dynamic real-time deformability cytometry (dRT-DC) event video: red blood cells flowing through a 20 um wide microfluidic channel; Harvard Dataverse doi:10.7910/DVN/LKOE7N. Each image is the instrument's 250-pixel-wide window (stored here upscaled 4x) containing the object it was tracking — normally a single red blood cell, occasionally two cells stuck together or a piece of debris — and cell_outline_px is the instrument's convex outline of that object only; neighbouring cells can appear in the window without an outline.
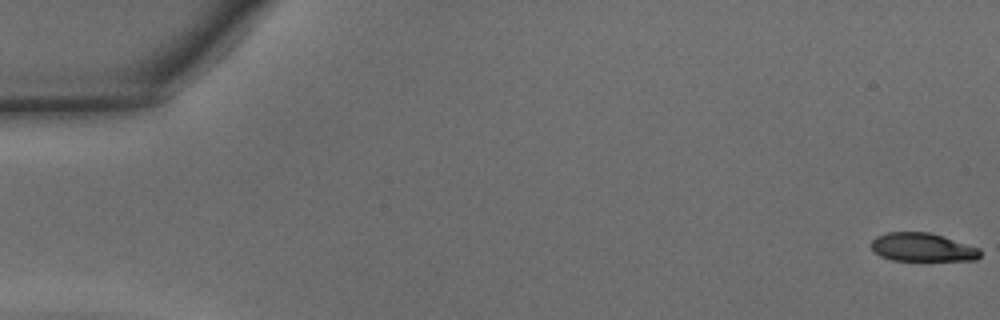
{"species": "common noctule bat (a hibernating species)", "species_latin": "Nyctalus noctula", "temperature_condition": "warm", "stored_images_in_passage": 47, "camera_frame_rate_fps": 3000, "um_per_image_px": 0.085, "animal": {"sex": "male", "body_mass_g": 15.6}, "frame": {"image": 1, "passage_image": 1, "time_ms": 0.0, "image_size_px": [1000, 320], "cell_outline_px": [[980, 256], [976, 260], [892, 260], [880, 256], [872, 252], [868, 244], [876, 236], [888, 232], [928, 232], [944, 236], [980, 248]], "centroid_in_image_um": [78.35, 21.01], "position_along_channel_um": 6.6, "area_um2": 18.26}}
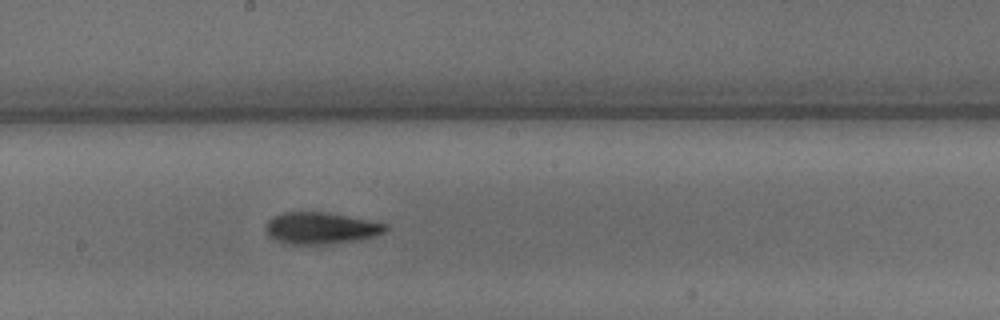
{"frame": {"image": 2, "passage_image": 26, "time_ms": 8.333, "image_size_px": [1000, 320], "cell_outline_px": [[388, 228], [384, 232], [376, 236], [360, 240], [332, 244], [288, 244], [276, 240], [268, 236], [264, 228], [268, 220], [272, 216], [284, 212], [328, 212], [388, 224]], "centroid_in_image_um": [27.26, 19.4], "position_along_channel_um": 220.9, "area_um2": 22.43}}
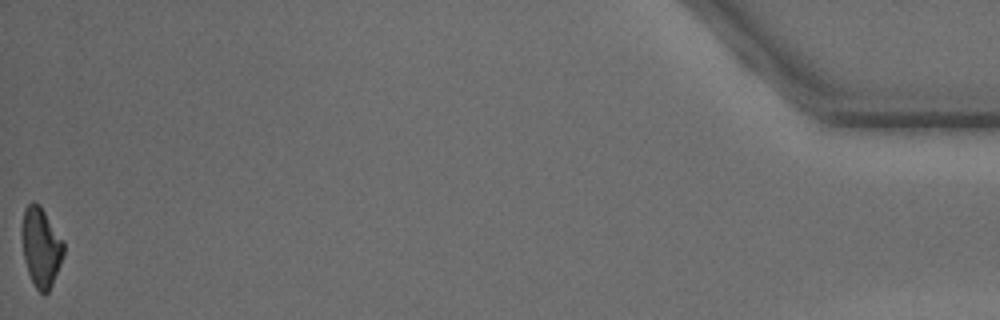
{"frame": {"image": 3, "passage_image": 47, "time_ms": 15.333, "image_size_px": [1000, 320], "cell_outline_px": [[64, 256], [52, 284], [48, 292], [44, 296], [36, 288], [28, 272], [24, 260], [20, 232], [20, 228], [24, 208], [32, 200], [36, 200], [40, 204], [64, 240]], "centroid_in_image_um": [3.47, 20.94], "position_along_channel_um": 431.7, "area_um2": 19.88}, "authors_computed_cell_mechanics": {"area_um2": 20.9814, "velocity_mm_per_s": 4.3922, "shape_relaxation_time_tau1_ms": 3.8172, "shape_relaxation_time_tau2_ms": 4.672, "deformation_change_tau1": 0.1719, "deformation_change_tau2": 0.1337}}